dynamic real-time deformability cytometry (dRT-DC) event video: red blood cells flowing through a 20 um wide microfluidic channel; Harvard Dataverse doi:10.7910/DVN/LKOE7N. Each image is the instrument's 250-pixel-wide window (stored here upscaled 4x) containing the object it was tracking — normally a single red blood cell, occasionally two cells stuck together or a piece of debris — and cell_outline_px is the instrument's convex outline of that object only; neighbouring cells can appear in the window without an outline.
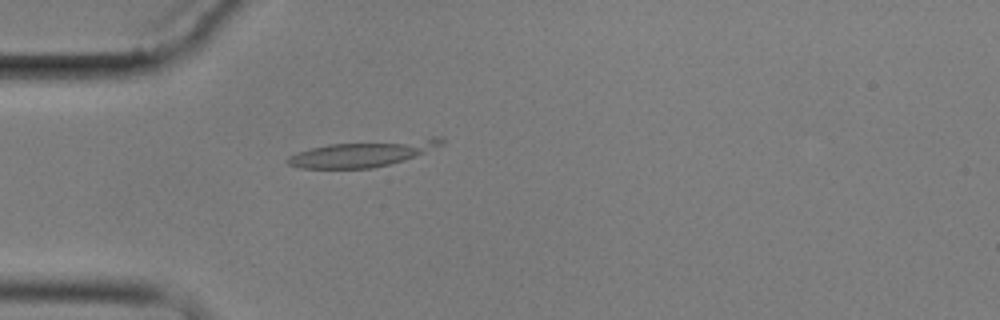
{"species": "common noctule bat (a hibernating species)", "species_latin": "Nyctalus noctula", "temperature_condition": "cold", "stored_images_in_passage": 6, "camera_frame_rate_fps": 3000, "um_per_image_px": 0.085, "animal": {"sex": "male", "body_mass_g": 17.9}, "frame": {"image": 1, "passage_image": 5, "time_ms": 5.0, "image_size_px": [1000, 320], "cell_outline_px": [[444, 140], [440, 144], [424, 152], [404, 160], [372, 168], [300, 168], [288, 164], [284, 160], [288, 156], [296, 152], [328, 144], [432, 136], [444, 136]], "centroid_in_image_um": [30.84, 13.02], "position_along_channel_um": 54.2, "area_um2": 23.47}}